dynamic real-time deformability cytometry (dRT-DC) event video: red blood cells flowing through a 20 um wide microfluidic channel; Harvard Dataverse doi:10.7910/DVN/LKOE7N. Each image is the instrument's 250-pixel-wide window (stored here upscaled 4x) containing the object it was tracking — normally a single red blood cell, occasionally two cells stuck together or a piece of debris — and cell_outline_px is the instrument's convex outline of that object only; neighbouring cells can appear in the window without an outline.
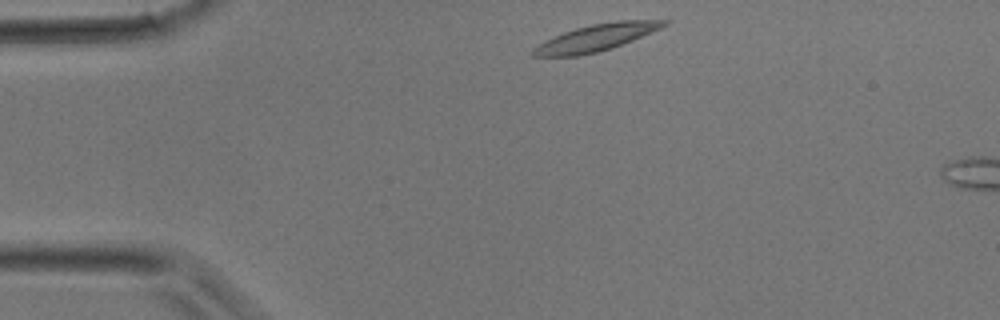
{"species": "common noctule bat (a hibernating species)", "species_latin": "Nyctalus noctula", "temperature_condition": "room temperature", "stored_images_in_passage": 3, "camera_frame_rate_fps": 3000, "um_per_image_px": 0.085, "animal": {"sex": "male", "body_mass_g": 17.9}, "frame": {"image": 1, "passage_image": 1, "time_ms": 0.0, "image_size_px": [1000, 320], "cell_outline_px": [[668, 24], [660, 28], [632, 40], [612, 48], [580, 56], [532, 56], [528, 52], [532, 48], [564, 32], [576, 28], [592, 24], [620, 20], [668, 20]], "centroid_in_image_um": [50.65, 3.21], "position_along_channel_um": 34.4, "area_um2": 20.06}}